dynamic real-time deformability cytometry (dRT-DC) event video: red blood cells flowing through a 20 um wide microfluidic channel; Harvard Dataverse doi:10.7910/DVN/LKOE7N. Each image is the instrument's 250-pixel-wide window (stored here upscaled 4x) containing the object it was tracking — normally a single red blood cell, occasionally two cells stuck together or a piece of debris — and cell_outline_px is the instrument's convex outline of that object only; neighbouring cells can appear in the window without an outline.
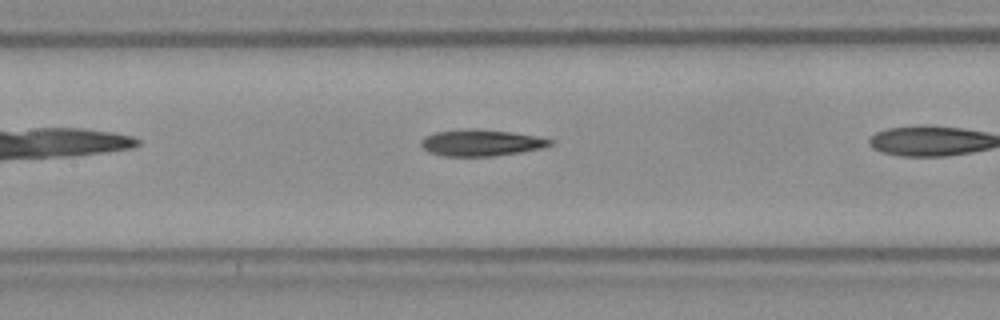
{"species": "Egyptian fruit bat (a non-hibernating species)", "species_latin": "Rousettus aegyptiacus", "temperature_condition": "room temperature", "stored_images_in_passage": 24, "camera_frame_rate_fps": 3000, "um_per_image_px": 0.085, "frame": {"image": 1, "passage_image": 8, "time_ms": 2.333, "image_size_px": [1000, 320], "cell_outline_px": [[552, 144], [540, 148], [520, 152], [492, 156], [444, 156], [428, 152], [420, 144], [424, 136], [436, 132], [508, 132], [536, 136], [552, 140]], "centroid_in_image_um": [40.89, 12.19], "position_along_channel_um": 166.5, "area_um2": 18.55}}
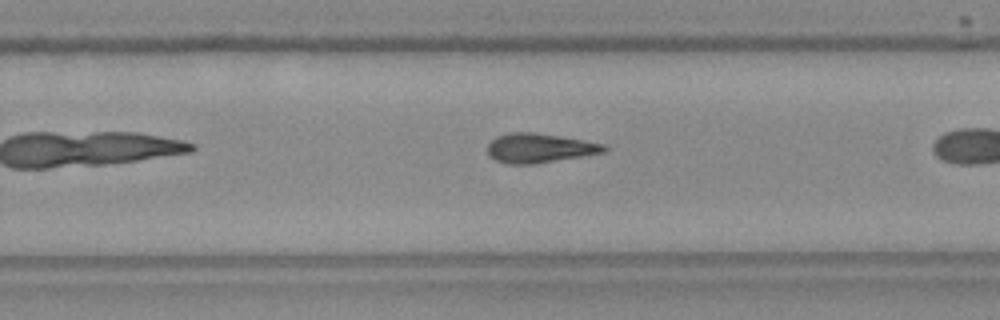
{"frame": {"image": 2, "passage_image": 17, "time_ms": 5.333, "image_size_px": [1000, 320], "cell_outline_px": [[608, 148], [604, 152], [532, 164], [508, 164], [496, 160], [488, 156], [488, 144], [496, 136], [512, 132], [536, 132], [608, 144]], "centroid_in_image_um": [45.85, 12.57], "position_along_channel_um": 284.0, "area_um2": 19.88}}